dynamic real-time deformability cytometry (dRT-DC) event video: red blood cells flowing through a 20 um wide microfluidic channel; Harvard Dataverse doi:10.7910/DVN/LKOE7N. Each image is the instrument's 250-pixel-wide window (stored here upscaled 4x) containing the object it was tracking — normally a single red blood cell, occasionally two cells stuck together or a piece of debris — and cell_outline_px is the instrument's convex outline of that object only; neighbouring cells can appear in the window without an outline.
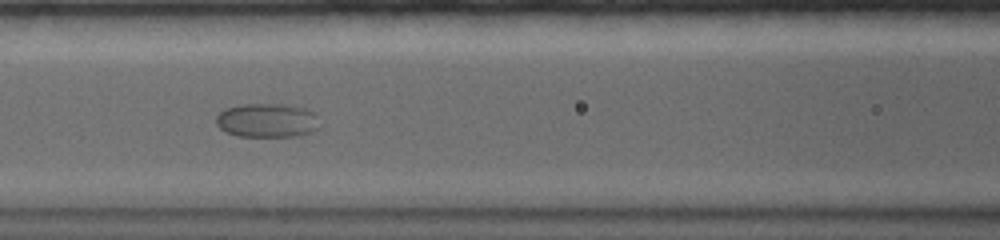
{"species": "common noctule bat (a hibernating species)", "species_latin": "Nyctalus noctula", "temperature_condition": "warm", "stored_images_in_passage": 61, "camera_frame_rate_fps": 5000, "um_per_image_px": 0.085, "animal": {"sex": "female", "body_mass_g": 19.0, "forearm_length_mm": 56.7}, "frame": {"image": 1, "passage_image": 23, "time_ms": 6.6, "image_size_px": [1000, 240], "cell_outline_px": [[320, 128], [308, 132], [292, 136], [236, 136], [224, 132], [216, 124], [216, 116], [224, 108], [244, 104], [284, 104], [304, 108], [316, 112]], "centroid_in_image_um": [22.68, 10.22], "position_along_channel_um": 143.9, "area_um2": 20.63}}
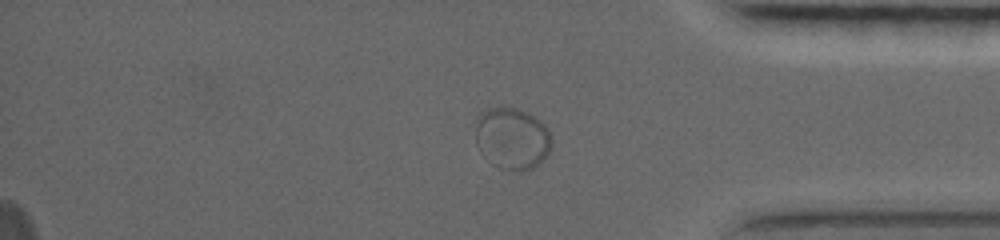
{"frame": {"image": 2, "passage_image": 46, "time_ms": 14.6, "image_size_px": [1000, 240], "cell_outline_px": [[552, 144], [548, 156], [536, 168], [528, 172], [516, 172], [500, 168], [492, 164], [480, 152], [476, 144], [476, 116], [480, 112], [488, 108], [516, 108], [528, 112], [536, 116], [548, 128], [552, 140]], "centroid_in_image_um": [43.56, 11.8], "position_along_channel_um": 391.6, "area_um2": 28.26}}
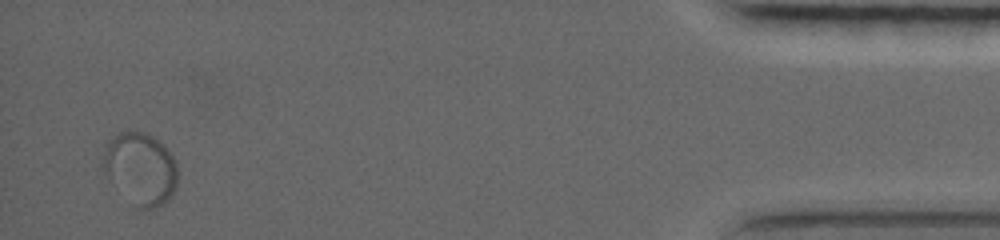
{"frame": {"image": 3, "passage_image": 57, "time_ms": 18.4, "image_size_px": [1000, 240], "cell_outline_px": [[176, 188], [172, 196], [164, 204], [156, 208], [144, 212], [136, 208], [104, 172], [100, 164], [104, 148], [108, 140], [120, 132], [132, 128], [144, 132], [152, 136], [164, 144], [172, 156], [176, 164]], "centroid_in_image_um": [11.93, 14.32], "position_along_channel_um": 423.3, "area_um2": 31.96}}